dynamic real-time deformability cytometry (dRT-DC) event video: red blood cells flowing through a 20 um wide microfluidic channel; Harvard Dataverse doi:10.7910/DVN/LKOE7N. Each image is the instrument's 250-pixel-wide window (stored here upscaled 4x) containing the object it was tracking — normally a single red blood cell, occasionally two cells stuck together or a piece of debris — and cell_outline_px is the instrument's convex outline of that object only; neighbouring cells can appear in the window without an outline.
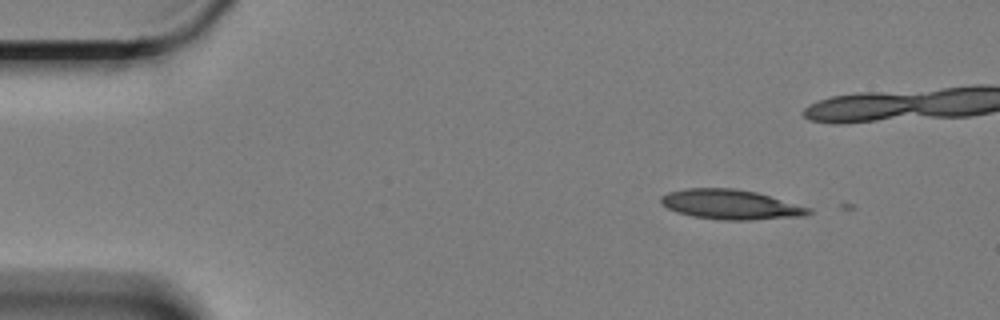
{"species": "Egyptian fruit bat (a non-hibernating species)", "species_latin": "Rousettus aegyptiacus", "temperature_condition": "cold", "stored_images_in_passage": 3, "camera_frame_rate_fps": 3000, "um_per_image_px": 0.085, "animal": {"sex": "female"}, "frame": {"image": 1, "passage_image": 2, "time_ms": 0.333, "image_size_px": [1000, 320], "cell_outline_px": [[812, 212], [800, 216], [752, 220], [724, 220], [692, 216], [676, 212], [660, 204], [660, 196], [668, 192], [688, 188], [732, 188], [756, 192], [812, 208]], "centroid_in_image_um": [62.07, 17.38], "position_along_channel_um": 22.9, "area_um2": 25.55}}